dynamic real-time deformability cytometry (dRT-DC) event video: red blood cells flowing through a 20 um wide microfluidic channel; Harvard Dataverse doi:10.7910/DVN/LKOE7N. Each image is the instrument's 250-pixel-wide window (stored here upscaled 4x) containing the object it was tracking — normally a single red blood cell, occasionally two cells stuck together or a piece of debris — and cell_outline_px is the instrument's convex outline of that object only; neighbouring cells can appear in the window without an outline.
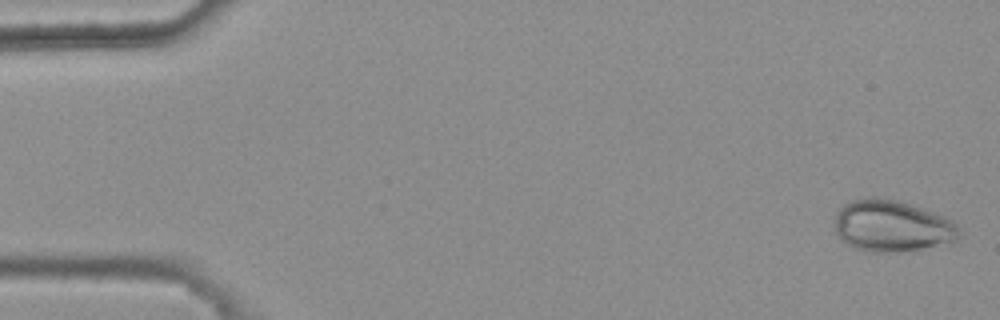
{"species": "common noctule bat (a hibernating species)", "species_latin": "Nyctalus noctula", "temperature_condition": "warm", "stored_images_in_passage": 5, "camera_frame_rate_fps": 3000, "um_per_image_px": 0.085, "animal": {"sex": "female", "body_mass_g": 25.1}, "frame": {"image": 1, "passage_image": 1, "time_ms": 0.0, "image_size_px": [1000, 320], "cell_outline_px": [[960, 236], [956, 240], [920, 248], [900, 252], [872, 252], [856, 248], [848, 244], [836, 232], [836, 212], [844, 204], [852, 200], [872, 196], [876, 196], [900, 200], [944, 216], [952, 220], [956, 224]], "centroid_in_image_um": [75.81, 19.18], "position_along_channel_um": 9.2, "area_um2": 37.11}}